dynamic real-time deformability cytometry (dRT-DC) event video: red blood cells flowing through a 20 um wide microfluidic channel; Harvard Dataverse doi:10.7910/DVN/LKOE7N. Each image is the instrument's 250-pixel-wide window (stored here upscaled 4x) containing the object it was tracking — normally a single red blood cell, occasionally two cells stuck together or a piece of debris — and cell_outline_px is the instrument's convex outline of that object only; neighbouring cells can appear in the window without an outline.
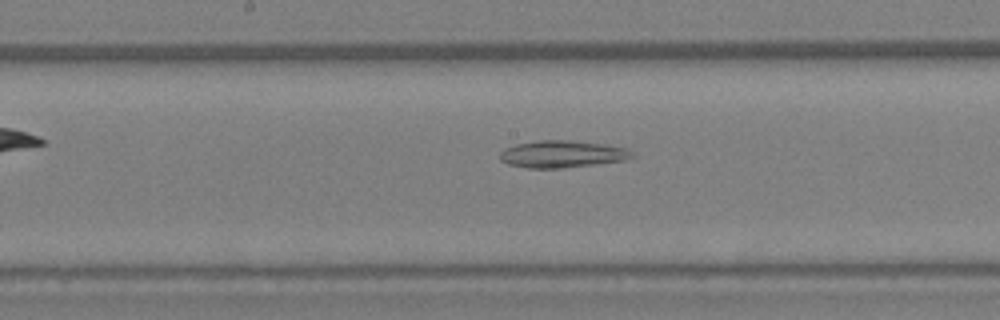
{"species": "Egyptian fruit bat (a non-hibernating species)", "species_latin": "Rousettus aegyptiacus", "temperature_condition": "warm", "stored_images_in_passage": 28, "camera_frame_rate_fps": 3000, "um_per_image_px": 0.085, "animal": {"sex": "female"}, "frame": {"image": 1, "passage_image": 10, "time_ms": 3.0, "image_size_px": [1000, 320], "cell_outline_px": [[636, 156], [624, 160], [560, 168], [528, 168], [508, 164], [500, 160], [500, 152], [504, 148], [516, 144], [540, 140], [568, 140], [604, 144], [628, 148]], "centroid_in_image_um": [47.77, 13.09], "position_along_channel_um": 200.4, "area_um2": 20.75}}
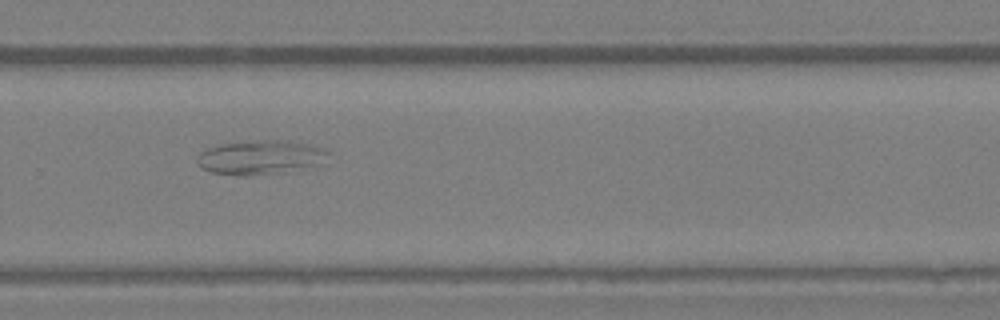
{"frame": {"image": 2, "passage_image": 16, "time_ms": 5.0, "image_size_px": [1000, 320], "cell_outline_px": [[332, 152], [316, 168], [288, 172], [252, 176], [236, 176], [212, 172], [200, 168], [196, 160], [200, 152], [204, 148], [220, 144], [252, 140], [288, 140], [308, 144], [324, 148]], "centroid_in_image_um": [22.18, 13.39], "position_along_channel_um": 307.6, "area_um2": 27.11}}
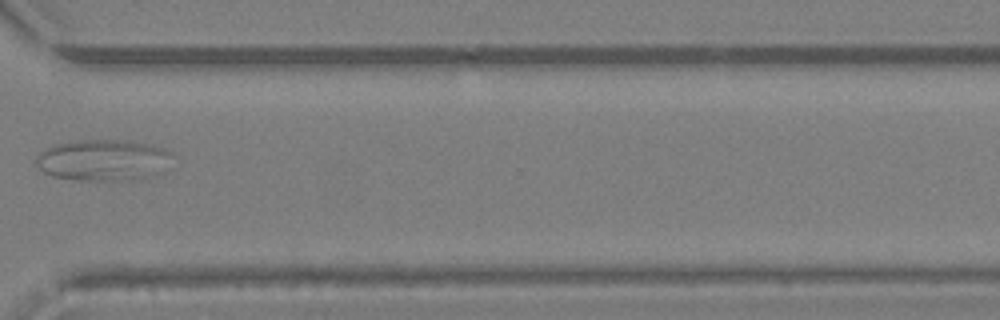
{"frame": {"image": 3, "passage_image": 19, "time_ms": 6.0, "image_size_px": [1000, 320], "cell_outline_px": [[172, 152], [140, 176], [128, 180], [76, 180], [52, 176], [44, 172], [36, 164], [36, 156], [40, 152], [52, 144], [80, 140], [128, 140], [148, 144], [164, 148]], "centroid_in_image_um": [8.48, 13.56], "position_along_channel_um": 362.1, "area_um2": 30.98}}